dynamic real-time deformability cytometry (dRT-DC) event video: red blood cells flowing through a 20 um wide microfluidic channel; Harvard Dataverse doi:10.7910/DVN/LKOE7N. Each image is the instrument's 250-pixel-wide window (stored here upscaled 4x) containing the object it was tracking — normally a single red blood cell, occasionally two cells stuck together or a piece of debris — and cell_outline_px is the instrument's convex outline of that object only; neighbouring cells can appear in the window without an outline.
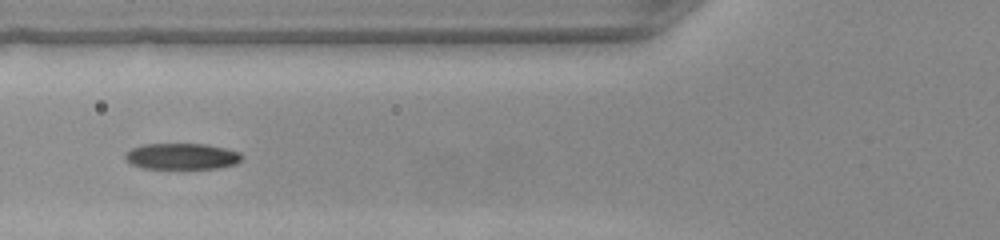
{"species": "common noctule bat (a hibernating species)", "species_latin": "Nyctalus noctula", "temperature_condition": "warm", "stored_images_in_passage": 33, "camera_frame_rate_fps": 3000, "um_per_image_px": 0.085, "animal": {"sex": "female", "body_mass_g": 22.0, "forearm_length_mm": 56.7}, "frame": {"image": 1, "passage_image": 6, "time_ms": 1.667, "image_size_px": [1000, 240], "cell_outline_px": [[240, 160], [236, 164], [220, 168], [140, 168], [124, 160], [124, 152], [140, 144], [204, 144], [224, 148], [240, 152]], "centroid_in_image_um": [15.39, 13.29], "position_along_channel_um": 110.4, "area_um2": 17.8}}
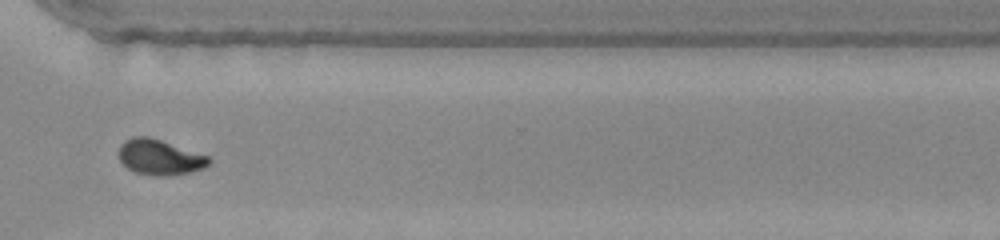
{"frame": {"image": 2, "passage_image": 24, "time_ms": 7.667, "image_size_px": [1000, 240], "cell_outline_px": [[212, 160], [204, 168], [192, 172], [168, 176], [152, 176], [136, 172], [128, 168], [120, 160], [120, 144], [124, 140], [132, 136], [148, 136], [208, 156]], "centroid_in_image_um": [13.57, 13.37], "position_along_channel_um": 357.0, "area_um2": 18.5}}